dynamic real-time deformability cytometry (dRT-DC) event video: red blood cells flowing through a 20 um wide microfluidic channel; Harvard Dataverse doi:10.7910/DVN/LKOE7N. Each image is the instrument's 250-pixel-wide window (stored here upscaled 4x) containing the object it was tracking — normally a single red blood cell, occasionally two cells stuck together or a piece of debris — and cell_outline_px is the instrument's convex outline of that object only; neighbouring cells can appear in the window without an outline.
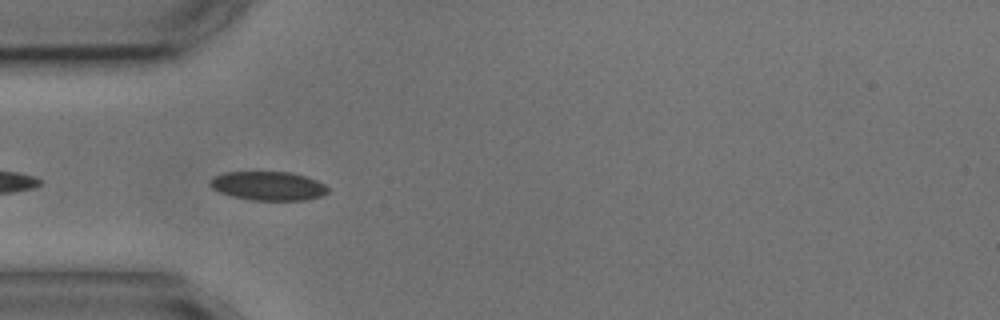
{"species": "common noctule bat (a hibernating species)", "species_latin": "Nyctalus noctula", "temperature_condition": "cold", "stored_images_in_passage": 10, "camera_frame_rate_fps": 3000, "um_per_image_px": 0.085, "animal": {"sex": "male", "body_mass_g": 17.9, "forearm_length_mm": 54.2}, "frame": {"image": 1, "passage_image": 5, "time_ms": 5.0, "image_size_px": [1000, 320], "cell_outline_px": [[328, 192], [324, 196], [308, 200], [252, 200], [232, 196], [220, 192], [212, 188], [208, 184], [208, 180], [224, 172], [292, 172], [316, 180], [324, 184], [328, 188]], "centroid_in_image_um": [22.81, 15.81], "position_along_channel_um": 62.2, "area_um2": 19.94}}